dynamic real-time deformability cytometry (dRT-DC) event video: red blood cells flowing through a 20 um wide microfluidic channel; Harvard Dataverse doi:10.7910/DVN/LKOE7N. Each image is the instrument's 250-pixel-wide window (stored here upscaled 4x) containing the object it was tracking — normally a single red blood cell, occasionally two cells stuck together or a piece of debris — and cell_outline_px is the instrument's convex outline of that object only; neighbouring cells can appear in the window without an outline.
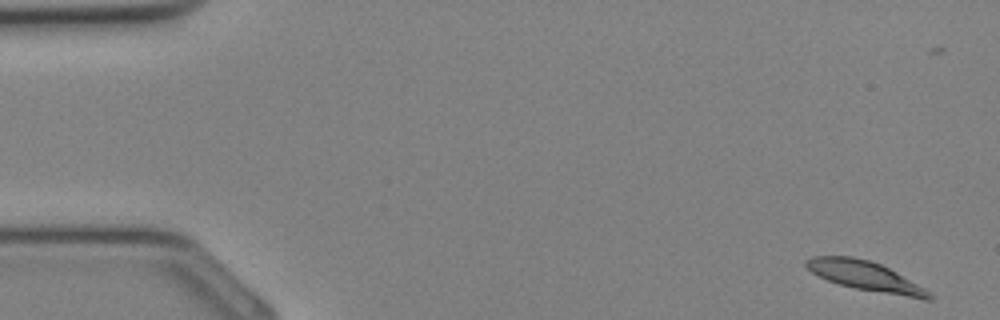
{"species": "Egyptian fruit bat (a non-hibernating species)", "species_latin": "Rousettus aegyptiacus", "temperature_condition": "cold", "stored_images_in_passage": 36, "camera_frame_rate_fps": 3000, "um_per_image_px": 0.085, "animal": {"sex": "female"}, "frame": {"image": 1, "passage_image": 1, "time_ms": 0.0, "image_size_px": [1000, 320], "cell_outline_px": [[932, 300], [924, 300], [856, 288], [840, 284], [828, 280], [812, 272], [804, 264], [804, 260], [812, 256], [852, 256], [868, 260], [880, 264], [896, 272], [924, 288], [932, 296]], "centroid_in_image_um": [73.53, 23.46], "position_along_channel_um": 11.5, "area_um2": 20.75}}
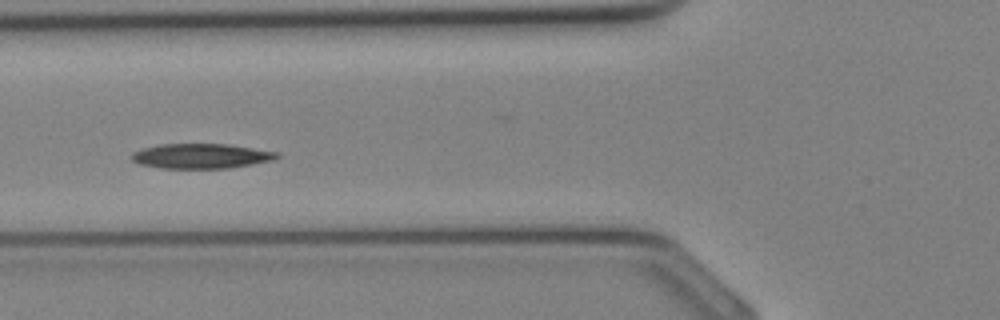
{"frame": {"image": 2, "passage_image": 13, "time_ms": 4.0, "image_size_px": [1000, 320], "cell_outline_px": [[280, 156], [272, 160], [252, 164], [228, 168], [160, 168], [140, 164], [132, 160], [132, 152], [144, 148], [160, 144], [228, 144], [280, 152]], "centroid_in_image_um": [17.11, 13.26], "position_along_channel_um": 108.7, "area_um2": 20.98}}
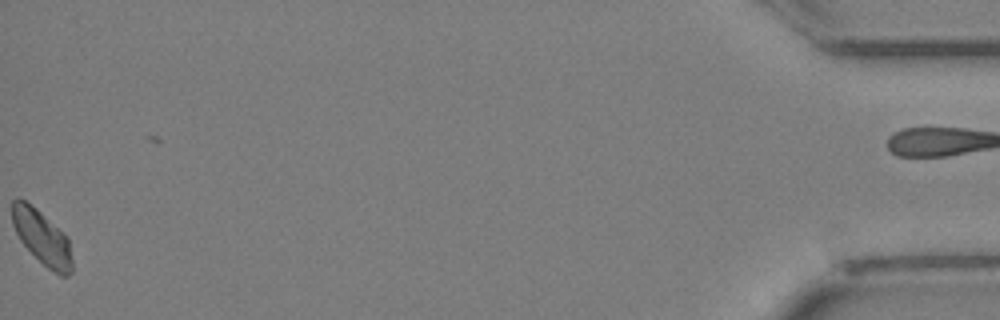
{"frame": {"image": 3, "passage_image": 35, "time_ms": 11.333, "image_size_px": [1000, 320], "cell_outline_px": [[72, 272], [68, 276], [60, 276], [52, 272], [20, 240], [12, 224], [12, 200], [16, 196], [24, 200], [36, 208], [68, 236], [72, 260]], "centroid_in_image_um": [3.58, 20.18], "position_along_channel_um": 431.6, "area_um2": 18.96}}